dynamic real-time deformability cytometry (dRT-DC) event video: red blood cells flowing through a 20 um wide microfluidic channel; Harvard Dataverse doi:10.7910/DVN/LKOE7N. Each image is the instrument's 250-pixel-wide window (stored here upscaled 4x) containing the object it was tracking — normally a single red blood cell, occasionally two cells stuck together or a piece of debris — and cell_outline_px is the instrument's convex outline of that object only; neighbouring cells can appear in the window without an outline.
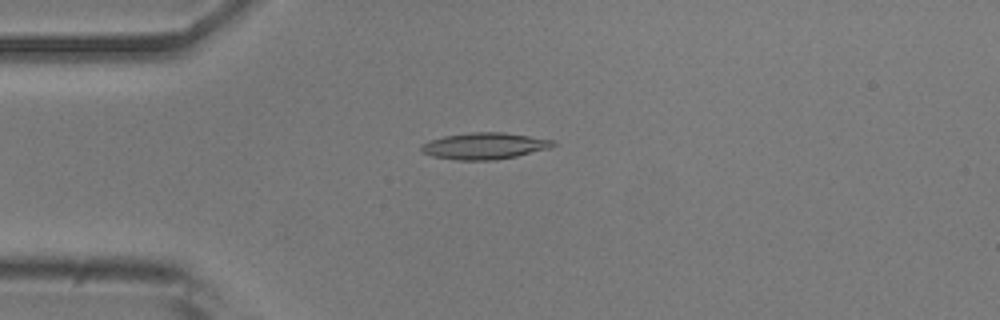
{"species": "common noctule bat (a hibernating species)", "species_latin": "Nyctalus noctula", "temperature_condition": "room temperature", "stored_images_in_passage": 49, "camera_frame_rate_fps": 3000, "um_per_image_px": 0.085, "animal": {"sex": "male", "body_mass_g": 20.5, "forearm_length_mm": 52.5}, "frame": {"image": 1, "passage_image": 10, "time_ms": 3.0, "image_size_px": [1000, 320], "cell_outline_px": [[556, 144], [548, 148], [516, 156], [492, 160], [456, 160], [432, 156], [420, 152], [420, 144], [428, 140], [444, 136], [472, 132], [504, 132], [556, 140]], "centroid_in_image_um": [41.13, 12.4], "position_along_channel_um": 43.9, "area_um2": 20.46}}
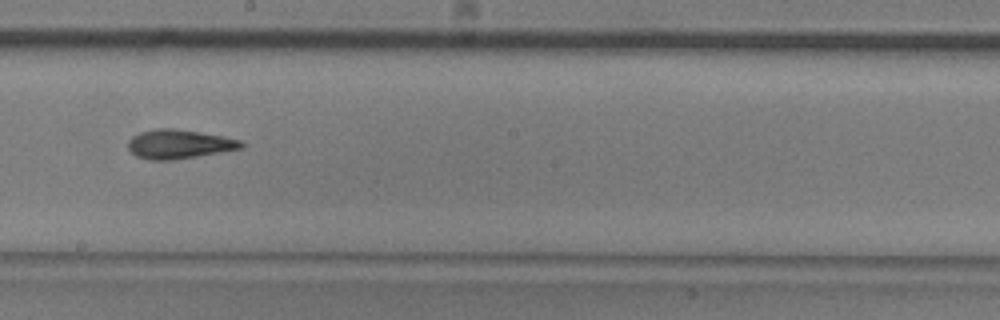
{"frame": {"image": 2, "passage_image": 26, "time_ms": 8.333, "image_size_px": [1000, 320], "cell_outline_px": [[244, 148], [172, 160], [148, 160], [136, 156], [128, 148], [128, 140], [132, 136], [140, 132], [152, 128], [176, 128], [200, 132], [240, 140], [244, 144]], "centroid_in_image_um": [15.18, 12.24], "position_along_channel_um": 233.0, "area_um2": 19.19}}
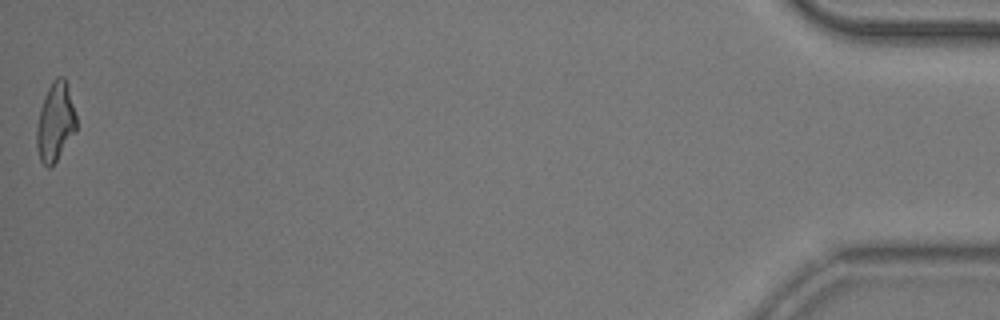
{"frame": {"image": 3, "passage_image": 49, "time_ms": 16.0, "image_size_px": [1000, 320], "cell_outline_px": [[76, 132], [56, 160], [48, 168], [40, 160], [36, 144], [36, 128], [40, 108], [44, 96], [52, 80], [56, 76], [64, 76], [68, 88], [76, 116]], "centroid_in_image_um": [4.69, 10.35], "position_along_channel_um": 430.5, "area_um2": 18.09}, "authors_computed_cell_mechanics": {"area_um2": 18.9006, "velocity_mm_per_s": 3.8623, "shape_relaxation_time_tau1_ms": null, "shape_relaxation_time_tau2_ms": 3.131, "deformation_change_tau1": null, "deformation_change_tau2": 0.1216}}